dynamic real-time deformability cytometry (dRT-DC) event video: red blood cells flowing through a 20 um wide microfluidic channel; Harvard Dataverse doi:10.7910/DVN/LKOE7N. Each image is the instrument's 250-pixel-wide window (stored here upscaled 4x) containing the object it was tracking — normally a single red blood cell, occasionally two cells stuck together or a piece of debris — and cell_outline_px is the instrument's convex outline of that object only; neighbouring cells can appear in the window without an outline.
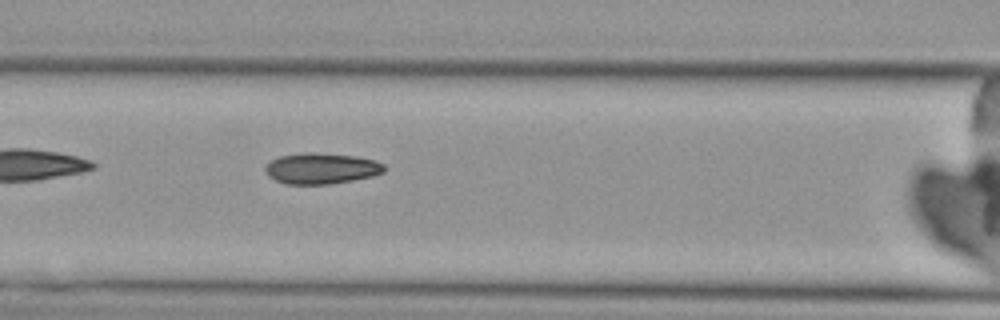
{"species": "Egyptian fruit bat (a non-hibernating species)", "species_latin": "Rousettus aegyptiacus", "temperature_condition": "cold", "stored_images_in_passage": 7, "camera_frame_rate_fps": 3000, "um_per_image_px": 0.085, "animal": {"sex": "female"}, "frame": {"image": 1, "passage_image": 7, "time_ms": 7.0, "image_size_px": [1000, 320], "cell_outline_px": [[384, 172], [372, 176], [352, 180], [328, 184], [284, 184], [268, 176], [264, 168], [268, 160], [280, 156], [304, 152], [308, 152], [356, 156], [376, 160], [384, 164]], "centroid_in_image_um": [27.28, 14.31], "position_along_channel_um": 139.3, "area_um2": 21.5}}